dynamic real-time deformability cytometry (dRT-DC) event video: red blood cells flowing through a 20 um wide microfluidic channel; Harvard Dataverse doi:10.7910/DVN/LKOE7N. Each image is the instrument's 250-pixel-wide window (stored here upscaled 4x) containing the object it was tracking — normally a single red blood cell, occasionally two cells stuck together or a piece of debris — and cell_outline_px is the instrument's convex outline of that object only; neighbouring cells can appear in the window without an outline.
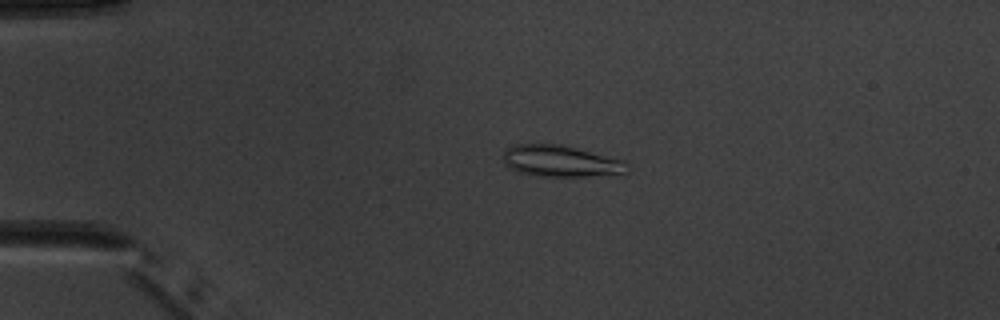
{"species": "common noctule bat (a hibernating species)", "species_latin": "Nyctalus noctula", "temperature_condition": "warm", "stored_images_in_passage": 5, "camera_frame_rate_fps": 3000, "um_per_image_px": 0.085, "animal": {"sex": "male", "body_mass_g": 20.1, "forearm_length_mm": 53.5}, "frame": {"image": 1, "passage_image": 4, "time_ms": 3.667, "image_size_px": [1000, 320], "cell_outline_px": [[628, 172], [624, 176], [536, 176], [520, 172], [504, 164], [504, 152], [508, 148], [516, 144], [564, 144], [624, 160], [628, 164]], "centroid_in_image_um": [47.78, 13.71], "position_along_channel_um": 37.2, "area_um2": 23.18}}